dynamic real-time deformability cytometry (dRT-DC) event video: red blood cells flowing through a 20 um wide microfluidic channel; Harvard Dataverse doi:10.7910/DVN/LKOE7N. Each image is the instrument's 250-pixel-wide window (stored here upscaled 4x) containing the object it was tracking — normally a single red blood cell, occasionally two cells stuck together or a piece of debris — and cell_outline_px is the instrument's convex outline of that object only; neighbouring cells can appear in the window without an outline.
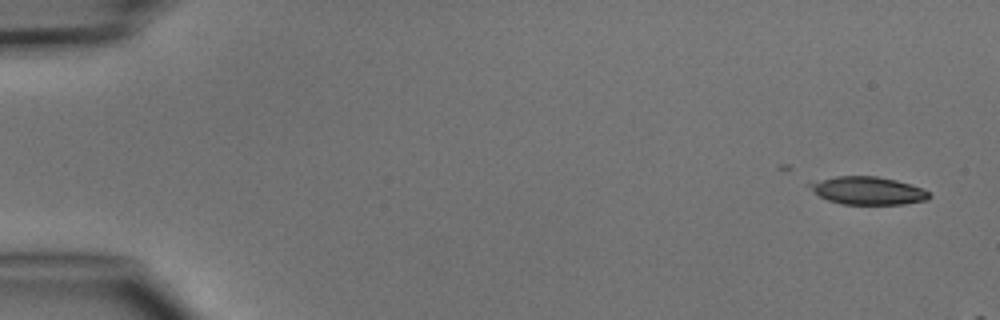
{"species": "common noctule bat (a hibernating species)", "species_latin": "Nyctalus noctula", "temperature_condition": "cold", "stored_images_in_passage": 6, "segment_of_instrument_passage": [2, 2], "camera_frame_rate_fps": 3000, "um_per_image_px": 0.085, "animal": {"sex": "male", "body_mass_g": 15.6}, "frame": {"image": 1, "passage_image": 6, "time_ms": 6.667, "image_size_px": [1000, 320], "cell_outline_px": [[932, 196], [928, 200], [904, 204], [844, 204], [828, 200], [820, 196], [804, 184], [836, 176], [876, 176], [896, 180], [920, 188], [928, 192]], "centroid_in_image_um": [73.75, 16.2], "position_along_channel_um": 11.2, "area_um2": 19.25}}